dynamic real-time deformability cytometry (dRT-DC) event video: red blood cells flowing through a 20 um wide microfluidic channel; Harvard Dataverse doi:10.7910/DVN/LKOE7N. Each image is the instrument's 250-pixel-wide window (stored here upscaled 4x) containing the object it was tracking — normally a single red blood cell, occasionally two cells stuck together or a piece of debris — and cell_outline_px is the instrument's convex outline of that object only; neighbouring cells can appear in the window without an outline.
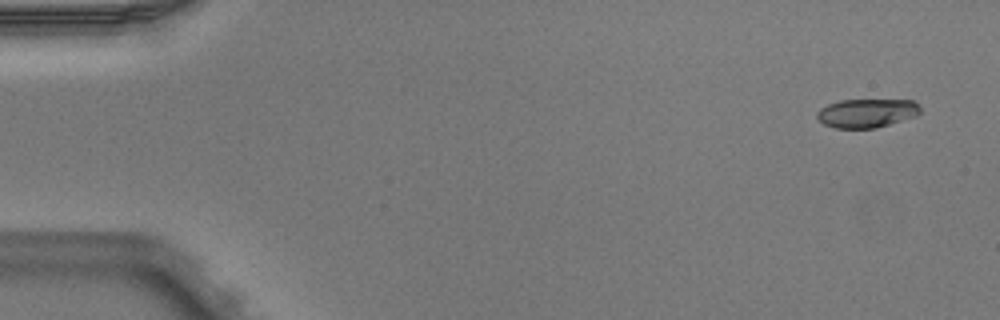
{"species": "Egyptian fruit bat (a non-hibernating species)", "species_latin": "Rousettus aegyptiacus", "temperature_condition": "warm", "stored_images_in_passage": 6, "camera_frame_rate_fps": 3000, "um_per_image_px": 0.085, "animal": {"sex": "male"}, "frame": {"image": 1, "passage_image": 1, "time_ms": 0.0, "image_size_px": [1000, 320], "cell_outline_px": [[920, 112], [916, 116], [876, 128], [836, 128], [824, 124], [816, 116], [816, 112], [820, 108], [828, 104], [840, 100], [912, 100], [920, 108]], "centroid_in_image_um": [73.65, 9.61], "position_along_channel_um": 11.3, "area_um2": 17.22}}
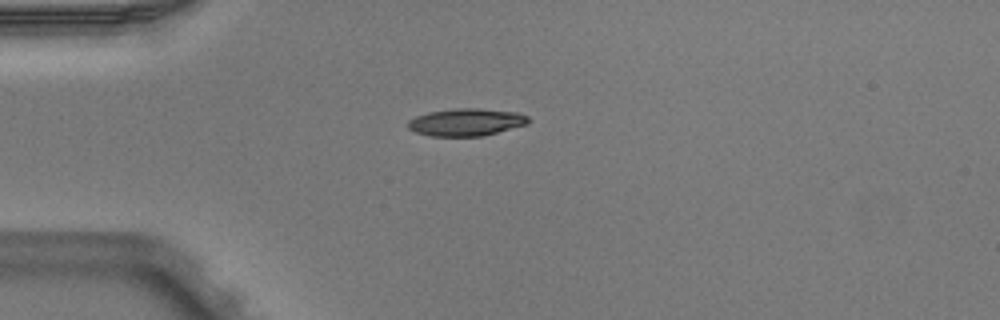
{"frame": {"image": 2, "passage_image": 4, "time_ms": 1.0, "image_size_px": [1000, 320], "cell_outline_px": [[528, 124], [484, 136], [428, 136], [416, 132], [408, 128], [408, 120], [416, 116], [428, 112], [456, 108], [480, 108], [520, 112], [528, 116]], "centroid_in_image_um": [39.64, 10.38], "position_along_channel_um": 45.4, "area_um2": 19.42}}
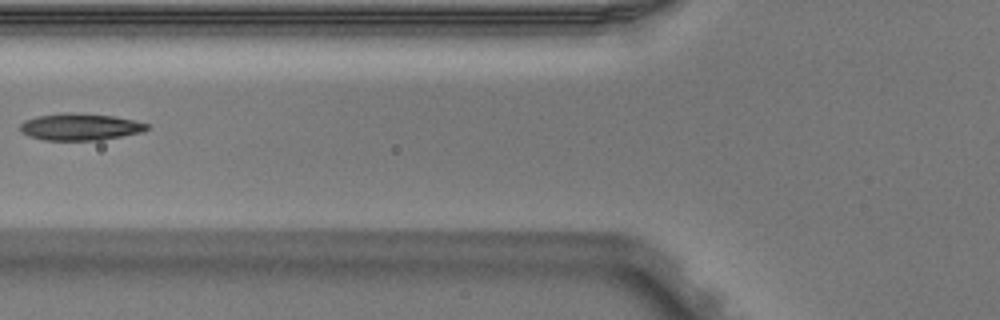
{"frame": {"image": 3, "passage_image": 6, "time_ms": 1.667, "image_size_px": [1000, 320], "cell_outline_px": [[148, 128], [140, 132], [100, 140], [44, 140], [28, 136], [20, 132], [20, 124], [24, 120], [36, 116], [72, 112], [80, 112], [112, 116], [132, 120], [148, 124]], "centroid_in_image_um": [6.74, 10.78], "position_along_channel_um": 119.1, "area_um2": 19.77}}